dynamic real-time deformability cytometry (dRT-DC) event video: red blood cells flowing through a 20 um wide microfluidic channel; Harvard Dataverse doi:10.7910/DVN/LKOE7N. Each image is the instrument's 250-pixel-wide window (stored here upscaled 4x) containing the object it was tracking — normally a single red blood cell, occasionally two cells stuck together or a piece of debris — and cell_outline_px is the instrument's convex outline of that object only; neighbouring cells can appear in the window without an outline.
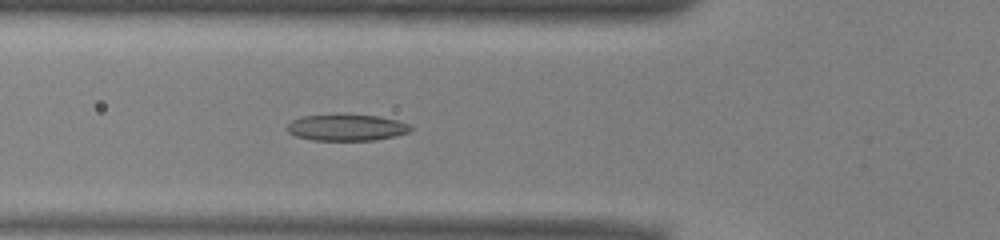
{"species": "common noctule bat (a hibernating species)", "species_latin": "Nyctalus noctula", "temperature_condition": "warm", "stored_images_in_passage": 51, "camera_frame_rate_fps": 3000, "um_per_image_px": 0.085, "animal": {"sex": "male", "body_mass_g": 13.0, "forearm_length_mm": 53.1}, "frame": {"image": 1, "passage_image": 18, "time_ms": 5.667, "image_size_px": [1000, 240], "cell_outline_px": [[412, 128], [408, 132], [396, 136], [376, 140], [312, 140], [296, 136], [288, 132], [288, 124], [292, 120], [304, 116], [336, 112], [380, 116], [396, 120], [408, 124]], "centroid_in_image_um": [29.45, 10.8], "position_along_channel_um": 96.4, "area_um2": 19.54}}
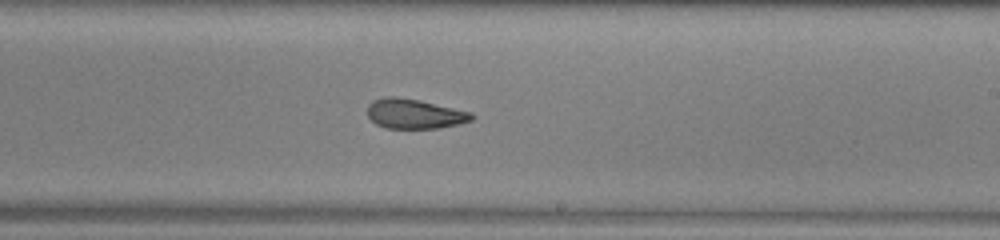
{"frame": {"image": 2, "passage_image": 30, "time_ms": 9.667, "image_size_px": [1000, 240], "cell_outline_px": [[476, 116], [472, 120], [460, 124], [440, 128], [384, 128], [376, 124], [368, 116], [368, 104], [372, 100], [388, 96], [396, 96], [420, 100], [472, 112]], "centroid_in_image_um": [35.25, 9.67], "position_along_channel_um": 253.7, "area_um2": 18.26}}
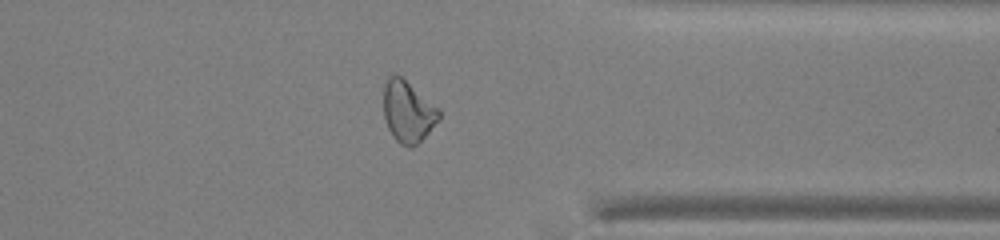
{"frame": {"image": 3, "passage_image": 40, "time_ms": 13.0, "image_size_px": [1000, 240], "cell_outline_px": [[440, 116], [428, 132], [412, 148], [408, 148], [400, 144], [392, 136], [388, 128], [384, 116], [384, 84], [388, 76], [400, 76], [440, 108]], "centroid_in_image_um": [34.66, 9.5], "position_along_channel_um": 376.7, "area_um2": 19.59}, "authors_computed_cell_mechanics": {"area_um2": 19.7676, "velocity_mm_per_s": 3.9355, "shape_relaxation_time_tau1_ms": 8.4773, "shape_relaxation_time_tau2_ms": 2.861, "deformation_change_tau1": 0.2352, "deformation_change_tau2": 0.1068}}